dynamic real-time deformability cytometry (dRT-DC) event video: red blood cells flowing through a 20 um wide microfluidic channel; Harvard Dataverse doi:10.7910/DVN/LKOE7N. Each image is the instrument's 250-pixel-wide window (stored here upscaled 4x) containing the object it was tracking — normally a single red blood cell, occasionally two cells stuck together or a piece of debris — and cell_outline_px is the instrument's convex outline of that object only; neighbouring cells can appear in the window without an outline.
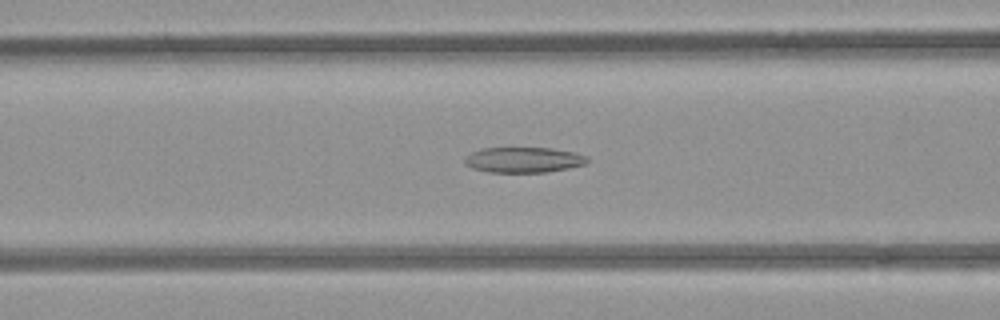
{"species": "common noctule bat (a hibernating species)", "species_latin": "Nyctalus noctula", "temperature_condition": "room temperature", "stored_images_in_passage": 40, "camera_frame_rate_fps": 3000, "um_per_image_px": 0.085, "animal": {"sex": "female", "body_mass_g": 21.9}, "frame": {"image": 1, "passage_image": 14, "time_ms": 4.333, "image_size_px": [1000, 320], "cell_outline_px": [[588, 164], [568, 168], [544, 172], [488, 172], [472, 168], [464, 164], [464, 160], [472, 152], [480, 148], [552, 148], [572, 152], [588, 156]], "centroid_in_image_um": [44.51, 13.59], "position_along_channel_um": 122.1, "area_um2": 18.15}}
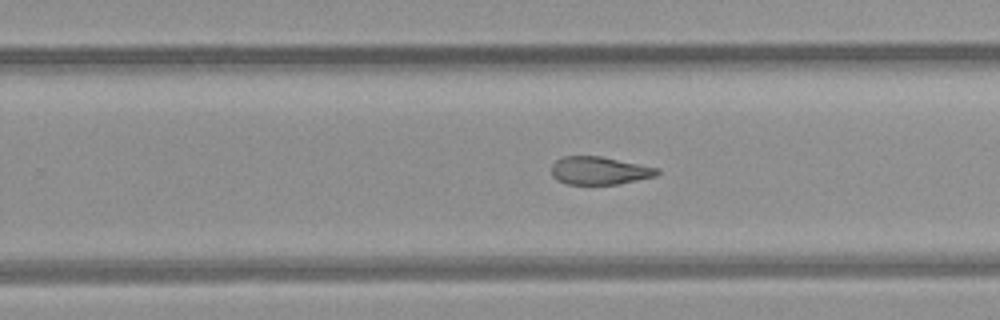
{"frame": {"image": 2, "passage_image": 26, "time_ms": 8.333, "image_size_px": [1000, 320], "cell_outline_px": [[660, 172], [656, 176], [620, 184], [568, 184], [556, 180], [552, 176], [552, 164], [556, 160], [564, 156], [600, 156], [660, 168]], "centroid_in_image_um": [50.96, 14.5], "position_along_channel_um": 278.8, "area_um2": 17.28}}
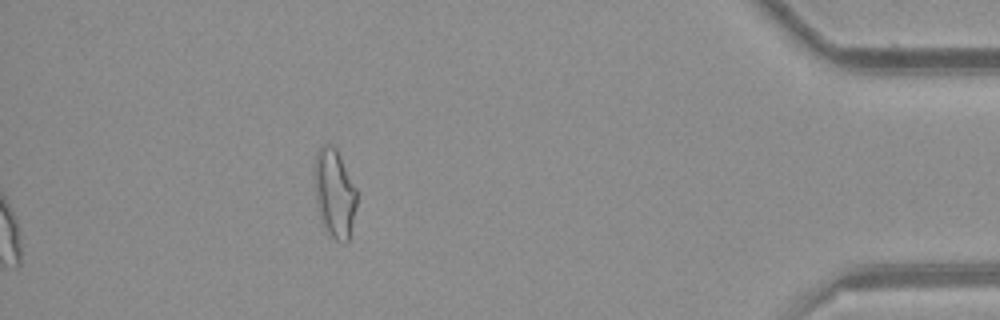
{"frame": {"image": 3, "passage_image": 40, "time_ms": 13.0, "image_size_px": [1000, 320], "cell_outline_px": [[356, 204], [348, 240], [344, 244], [336, 240], [324, 228], [316, 204], [312, 176], [312, 172], [316, 152], [324, 144], [332, 144], [336, 148], [356, 188]], "centroid_in_image_um": [28.38, 16.38], "position_along_channel_um": 406.8, "area_um2": 22.02}, "authors_computed_cell_mechanics": {"area_um2": 20.0566, "velocity_mm_per_s": 3.9144, "shape_relaxation_time_tau1_ms": null, "shape_relaxation_time_tau2_ms": 5.407, "deformation_change_tau1": null, "deformation_change_tau2": 0.1362}}